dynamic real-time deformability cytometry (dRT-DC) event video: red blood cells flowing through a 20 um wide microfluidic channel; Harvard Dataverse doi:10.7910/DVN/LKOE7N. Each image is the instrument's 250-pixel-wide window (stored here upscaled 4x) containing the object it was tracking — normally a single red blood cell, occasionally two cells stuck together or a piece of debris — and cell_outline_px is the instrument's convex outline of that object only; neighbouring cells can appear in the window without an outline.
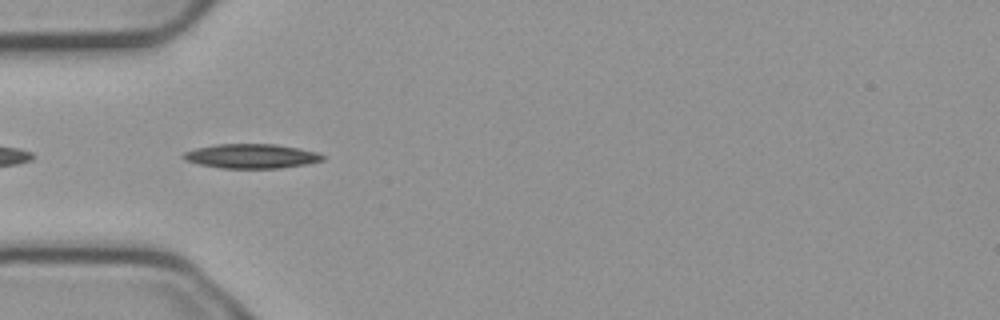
{"species": "common noctule bat (a hibernating species)", "species_latin": "Nyctalus noctula", "temperature_condition": "cold", "stored_images_in_passage": 6, "camera_frame_rate_fps": 3000, "um_per_image_px": 0.085, "animal": {"sex": "male", "body_mass_g": 23.1, "forearm_length_mm": 52.7}, "frame": {"image": 1, "passage_image": 5, "time_ms": 1.333, "image_size_px": [1000, 320], "cell_outline_px": [[324, 160], [304, 164], [280, 168], [220, 168], [200, 164], [184, 160], [180, 156], [184, 152], [196, 148], [216, 144], [276, 144], [316, 152], [324, 156]], "centroid_in_image_um": [21.31, 13.27], "position_along_channel_um": 63.7, "area_um2": 19.65}}
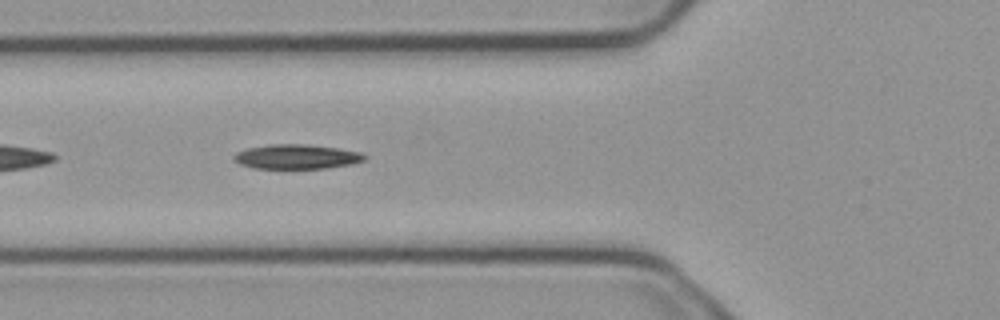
{"frame": {"image": 2, "passage_image": 6, "time_ms": 1.667, "image_size_px": [1000, 320], "cell_outline_px": [[368, 160], [352, 164], [328, 168], [252, 168], [240, 164], [232, 160], [232, 156], [236, 152], [248, 148], [272, 144], [304, 144], [336, 148], [360, 152], [368, 156]], "centroid_in_image_um": [25.23, 13.32], "position_along_channel_um": 100.6, "area_um2": 18.79}}